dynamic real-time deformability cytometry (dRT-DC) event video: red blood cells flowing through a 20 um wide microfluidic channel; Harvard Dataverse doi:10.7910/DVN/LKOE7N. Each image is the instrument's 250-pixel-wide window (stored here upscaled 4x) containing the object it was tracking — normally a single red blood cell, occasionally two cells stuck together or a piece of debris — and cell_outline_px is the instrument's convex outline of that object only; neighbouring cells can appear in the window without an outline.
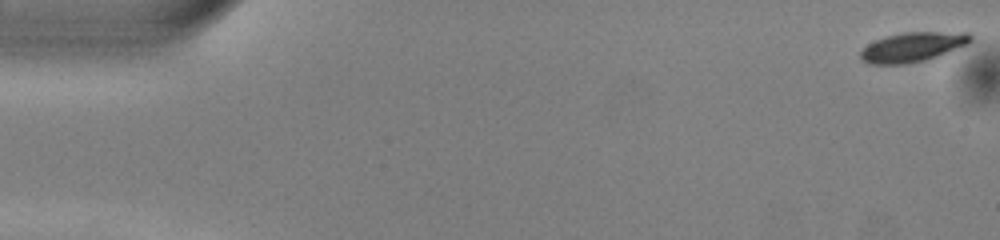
{"species": "common noctule bat (a hibernating species)", "species_latin": "Nyctalus noctula", "temperature_condition": "warm", "stored_images_in_passage": 52, "camera_frame_rate_fps": 3000, "um_per_image_px": 0.085, "animal": {"sex": "male", "body_mass_g": 13.0, "forearm_length_mm": 53.1}, "frame": {"image": 1, "passage_image": 1, "time_ms": 0.0, "image_size_px": [1000, 240], "cell_outline_px": [[972, 40], [968, 44], [940, 56], [928, 60], [904, 64], [868, 64], [860, 60], [860, 52], [868, 44], [876, 40], [888, 36], [904, 32], [968, 32], [972, 36]], "centroid_in_image_um": [77.6, 4.01], "position_along_channel_um": 7.4, "area_um2": 19.13}}
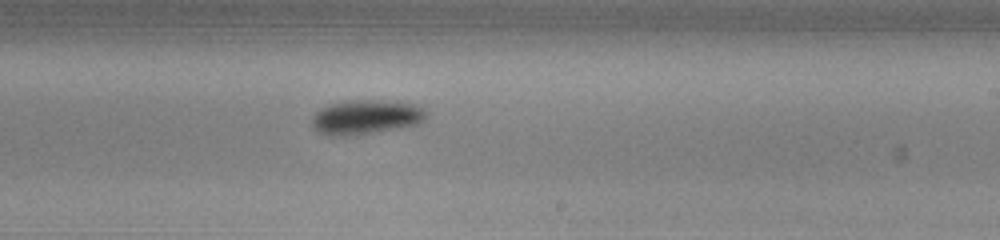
{"frame": {"image": 2, "passage_image": 31, "time_ms": 10.0, "image_size_px": [1000, 240], "cell_outline_px": [[428, 112], [424, 120], [416, 124], [396, 128], [352, 136], [328, 136], [316, 132], [312, 128], [312, 116], [320, 108], [344, 100], [372, 100], [416, 104]], "centroid_in_image_um": [31.04, 9.96], "position_along_channel_um": 258.0, "area_um2": 23.0}}
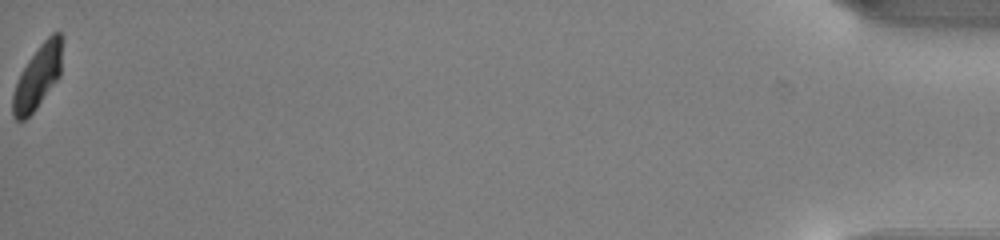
{"frame": {"image": 3, "passage_image": 52, "time_ms": 17.0, "image_size_px": [1000, 240], "cell_outline_px": [[64, 40], [60, 76], [36, 108], [24, 120], [16, 120], [12, 116], [12, 96], [16, 84], [28, 60], [40, 44], [52, 32], [60, 32], [64, 36]], "centroid_in_image_um": [3.24, 6.48], "position_along_channel_um": 432.0, "area_um2": 18.38}, "authors_computed_cell_mechanics": {"area_um2": 20.3167, "velocity_mm_per_s": 3.9882, "shape_relaxation_time_tau1_ms": 1.663, "shape_relaxation_time_tau2_ms": null, "deformation_change_tau1": 0.1403, "deformation_change_tau2": null}}